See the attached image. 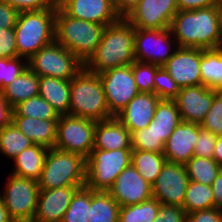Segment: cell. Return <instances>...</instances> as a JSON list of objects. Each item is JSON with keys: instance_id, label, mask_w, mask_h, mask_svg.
I'll use <instances>...</instances> for the list:
<instances>
[{"instance_id": "obj_1", "label": "cell", "mask_w": 222, "mask_h": 222, "mask_svg": "<svg viewBox=\"0 0 222 222\" xmlns=\"http://www.w3.org/2000/svg\"><path fill=\"white\" fill-rule=\"evenodd\" d=\"M170 30L178 47L220 48L218 5L195 10H179L172 19Z\"/></svg>"}, {"instance_id": "obj_2", "label": "cell", "mask_w": 222, "mask_h": 222, "mask_svg": "<svg viewBox=\"0 0 222 222\" xmlns=\"http://www.w3.org/2000/svg\"><path fill=\"white\" fill-rule=\"evenodd\" d=\"M134 36L135 28L124 17L109 24L84 68L100 74L108 69L131 65L135 61Z\"/></svg>"}, {"instance_id": "obj_3", "label": "cell", "mask_w": 222, "mask_h": 222, "mask_svg": "<svg viewBox=\"0 0 222 222\" xmlns=\"http://www.w3.org/2000/svg\"><path fill=\"white\" fill-rule=\"evenodd\" d=\"M106 26L69 16L57 6L55 40L83 64L95 52Z\"/></svg>"}, {"instance_id": "obj_4", "label": "cell", "mask_w": 222, "mask_h": 222, "mask_svg": "<svg viewBox=\"0 0 222 222\" xmlns=\"http://www.w3.org/2000/svg\"><path fill=\"white\" fill-rule=\"evenodd\" d=\"M69 115L95 122L114 117L108 109L98 74L83 68L70 80Z\"/></svg>"}, {"instance_id": "obj_5", "label": "cell", "mask_w": 222, "mask_h": 222, "mask_svg": "<svg viewBox=\"0 0 222 222\" xmlns=\"http://www.w3.org/2000/svg\"><path fill=\"white\" fill-rule=\"evenodd\" d=\"M56 9L19 12L14 27L18 56L29 60L55 40Z\"/></svg>"}, {"instance_id": "obj_6", "label": "cell", "mask_w": 222, "mask_h": 222, "mask_svg": "<svg viewBox=\"0 0 222 222\" xmlns=\"http://www.w3.org/2000/svg\"><path fill=\"white\" fill-rule=\"evenodd\" d=\"M37 182L39 190L66 186L84 187L86 158L80 154L51 148L46 154L42 174Z\"/></svg>"}, {"instance_id": "obj_7", "label": "cell", "mask_w": 222, "mask_h": 222, "mask_svg": "<svg viewBox=\"0 0 222 222\" xmlns=\"http://www.w3.org/2000/svg\"><path fill=\"white\" fill-rule=\"evenodd\" d=\"M132 149H92L86 158V183L93 191H108L117 176L131 164Z\"/></svg>"}, {"instance_id": "obj_8", "label": "cell", "mask_w": 222, "mask_h": 222, "mask_svg": "<svg viewBox=\"0 0 222 222\" xmlns=\"http://www.w3.org/2000/svg\"><path fill=\"white\" fill-rule=\"evenodd\" d=\"M6 179L0 192L10 218L14 222H32L40 193L37 180L12 173Z\"/></svg>"}, {"instance_id": "obj_9", "label": "cell", "mask_w": 222, "mask_h": 222, "mask_svg": "<svg viewBox=\"0 0 222 222\" xmlns=\"http://www.w3.org/2000/svg\"><path fill=\"white\" fill-rule=\"evenodd\" d=\"M28 67L39 77L73 79L84 64L56 40L41 48L29 60Z\"/></svg>"}, {"instance_id": "obj_10", "label": "cell", "mask_w": 222, "mask_h": 222, "mask_svg": "<svg viewBox=\"0 0 222 222\" xmlns=\"http://www.w3.org/2000/svg\"><path fill=\"white\" fill-rule=\"evenodd\" d=\"M96 122L72 115H60L57 121L55 147L87 158L94 148Z\"/></svg>"}, {"instance_id": "obj_11", "label": "cell", "mask_w": 222, "mask_h": 222, "mask_svg": "<svg viewBox=\"0 0 222 222\" xmlns=\"http://www.w3.org/2000/svg\"><path fill=\"white\" fill-rule=\"evenodd\" d=\"M176 47V48H175ZM178 49L170 28L139 29L135 28V61L151 63L162 67Z\"/></svg>"}, {"instance_id": "obj_12", "label": "cell", "mask_w": 222, "mask_h": 222, "mask_svg": "<svg viewBox=\"0 0 222 222\" xmlns=\"http://www.w3.org/2000/svg\"><path fill=\"white\" fill-rule=\"evenodd\" d=\"M110 113L116 116L139 90L132 73V65L119 66L98 74Z\"/></svg>"}, {"instance_id": "obj_13", "label": "cell", "mask_w": 222, "mask_h": 222, "mask_svg": "<svg viewBox=\"0 0 222 222\" xmlns=\"http://www.w3.org/2000/svg\"><path fill=\"white\" fill-rule=\"evenodd\" d=\"M188 181L184 164L166 161L152 184V197L161 204L183 207Z\"/></svg>"}, {"instance_id": "obj_14", "label": "cell", "mask_w": 222, "mask_h": 222, "mask_svg": "<svg viewBox=\"0 0 222 222\" xmlns=\"http://www.w3.org/2000/svg\"><path fill=\"white\" fill-rule=\"evenodd\" d=\"M178 11L177 0H140L125 19L134 28L166 29Z\"/></svg>"}, {"instance_id": "obj_15", "label": "cell", "mask_w": 222, "mask_h": 222, "mask_svg": "<svg viewBox=\"0 0 222 222\" xmlns=\"http://www.w3.org/2000/svg\"><path fill=\"white\" fill-rule=\"evenodd\" d=\"M120 207L134 205L152 198V185L130 164L108 190Z\"/></svg>"}, {"instance_id": "obj_16", "label": "cell", "mask_w": 222, "mask_h": 222, "mask_svg": "<svg viewBox=\"0 0 222 222\" xmlns=\"http://www.w3.org/2000/svg\"><path fill=\"white\" fill-rule=\"evenodd\" d=\"M200 62L201 48L178 47L162 67L181 88L202 85Z\"/></svg>"}, {"instance_id": "obj_17", "label": "cell", "mask_w": 222, "mask_h": 222, "mask_svg": "<svg viewBox=\"0 0 222 222\" xmlns=\"http://www.w3.org/2000/svg\"><path fill=\"white\" fill-rule=\"evenodd\" d=\"M214 90L204 85L181 87L173 99L182 121L201 124L210 110Z\"/></svg>"}, {"instance_id": "obj_18", "label": "cell", "mask_w": 222, "mask_h": 222, "mask_svg": "<svg viewBox=\"0 0 222 222\" xmlns=\"http://www.w3.org/2000/svg\"><path fill=\"white\" fill-rule=\"evenodd\" d=\"M81 187L66 186L40 190L32 222H61L75 192Z\"/></svg>"}, {"instance_id": "obj_19", "label": "cell", "mask_w": 222, "mask_h": 222, "mask_svg": "<svg viewBox=\"0 0 222 222\" xmlns=\"http://www.w3.org/2000/svg\"><path fill=\"white\" fill-rule=\"evenodd\" d=\"M60 7L71 17L104 26L121 18L113 0H66Z\"/></svg>"}, {"instance_id": "obj_20", "label": "cell", "mask_w": 222, "mask_h": 222, "mask_svg": "<svg viewBox=\"0 0 222 222\" xmlns=\"http://www.w3.org/2000/svg\"><path fill=\"white\" fill-rule=\"evenodd\" d=\"M201 125L182 121L164 146V156L171 163L185 164L193 155Z\"/></svg>"}, {"instance_id": "obj_21", "label": "cell", "mask_w": 222, "mask_h": 222, "mask_svg": "<svg viewBox=\"0 0 222 222\" xmlns=\"http://www.w3.org/2000/svg\"><path fill=\"white\" fill-rule=\"evenodd\" d=\"M161 99L155 93L137 94L115 117L131 132L148 127Z\"/></svg>"}, {"instance_id": "obj_22", "label": "cell", "mask_w": 222, "mask_h": 222, "mask_svg": "<svg viewBox=\"0 0 222 222\" xmlns=\"http://www.w3.org/2000/svg\"><path fill=\"white\" fill-rule=\"evenodd\" d=\"M93 149H132L131 133L115 116L98 121L94 130Z\"/></svg>"}, {"instance_id": "obj_23", "label": "cell", "mask_w": 222, "mask_h": 222, "mask_svg": "<svg viewBox=\"0 0 222 222\" xmlns=\"http://www.w3.org/2000/svg\"><path fill=\"white\" fill-rule=\"evenodd\" d=\"M58 120L12 116V122L33 144H38L48 149L55 147Z\"/></svg>"}, {"instance_id": "obj_24", "label": "cell", "mask_w": 222, "mask_h": 222, "mask_svg": "<svg viewBox=\"0 0 222 222\" xmlns=\"http://www.w3.org/2000/svg\"><path fill=\"white\" fill-rule=\"evenodd\" d=\"M39 95L52 105L59 115L69 114L70 80L39 77Z\"/></svg>"}, {"instance_id": "obj_25", "label": "cell", "mask_w": 222, "mask_h": 222, "mask_svg": "<svg viewBox=\"0 0 222 222\" xmlns=\"http://www.w3.org/2000/svg\"><path fill=\"white\" fill-rule=\"evenodd\" d=\"M0 93L5 101L14 108L19 103L39 95V76L27 67Z\"/></svg>"}, {"instance_id": "obj_26", "label": "cell", "mask_w": 222, "mask_h": 222, "mask_svg": "<svg viewBox=\"0 0 222 222\" xmlns=\"http://www.w3.org/2000/svg\"><path fill=\"white\" fill-rule=\"evenodd\" d=\"M180 122L182 119L176 103L173 100H160L148 127L165 144Z\"/></svg>"}, {"instance_id": "obj_27", "label": "cell", "mask_w": 222, "mask_h": 222, "mask_svg": "<svg viewBox=\"0 0 222 222\" xmlns=\"http://www.w3.org/2000/svg\"><path fill=\"white\" fill-rule=\"evenodd\" d=\"M48 150V148L38 144H33L26 148L13 158L14 169L10 173L20 177L38 180L42 174L44 160Z\"/></svg>"}, {"instance_id": "obj_28", "label": "cell", "mask_w": 222, "mask_h": 222, "mask_svg": "<svg viewBox=\"0 0 222 222\" xmlns=\"http://www.w3.org/2000/svg\"><path fill=\"white\" fill-rule=\"evenodd\" d=\"M200 73L202 85L222 91V48L201 49Z\"/></svg>"}, {"instance_id": "obj_29", "label": "cell", "mask_w": 222, "mask_h": 222, "mask_svg": "<svg viewBox=\"0 0 222 222\" xmlns=\"http://www.w3.org/2000/svg\"><path fill=\"white\" fill-rule=\"evenodd\" d=\"M120 205L108 191L90 189L89 222H118Z\"/></svg>"}, {"instance_id": "obj_30", "label": "cell", "mask_w": 222, "mask_h": 222, "mask_svg": "<svg viewBox=\"0 0 222 222\" xmlns=\"http://www.w3.org/2000/svg\"><path fill=\"white\" fill-rule=\"evenodd\" d=\"M166 161L163 153L132 150L131 164L144 180L151 185L155 182Z\"/></svg>"}, {"instance_id": "obj_31", "label": "cell", "mask_w": 222, "mask_h": 222, "mask_svg": "<svg viewBox=\"0 0 222 222\" xmlns=\"http://www.w3.org/2000/svg\"><path fill=\"white\" fill-rule=\"evenodd\" d=\"M215 207L212 186L188 181L183 209L186 214Z\"/></svg>"}, {"instance_id": "obj_32", "label": "cell", "mask_w": 222, "mask_h": 222, "mask_svg": "<svg viewBox=\"0 0 222 222\" xmlns=\"http://www.w3.org/2000/svg\"><path fill=\"white\" fill-rule=\"evenodd\" d=\"M31 145H33L32 141L13 122L0 130V153L6 159L13 160V158Z\"/></svg>"}, {"instance_id": "obj_33", "label": "cell", "mask_w": 222, "mask_h": 222, "mask_svg": "<svg viewBox=\"0 0 222 222\" xmlns=\"http://www.w3.org/2000/svg\"><path fill=\"white\" fill-rule=\"evenodd\" d=\"M189 180L211 186L221 167L213 158L192 156L185 164Z\"/></svg>"}, {"instance_id": "obj_34", "label": "cell", "mask_w": 222, "mask_h": 222, "mask_svg": "<svg viewBox=\"0 0 222 222\" xmlns=\"http://www.w3.org/2000/svg\"><path fill=\"white\" fill-rule=\"evenodd\" d=\"M160 204L152 197L138 204L120 207L118 222H155Z\"/></svg>"}, {"instance_id": "obj_35", "label": "cell", "mask_w": 222, "mask_h": 222, "mask_svg": "<svg viewBox=\"0 0 222 222\" xmlns=\"http://www.w3.org/2000/svg\"><path fill=\"white\" fill-rule=\"evenodd\" d=\"M12 116H25L36 119H59L60 115L40 95L31 97L13 108Z\"/></svg>"}, {"instance_id": "obj_36", "label": "cell", "mask_w": 222, "mask_h": 222, "mask_svg": "<svg viewBox=\"0 0 222 222\" xmlns=\"http://www.w3.org/2000/svg\"><path fill=\"white\" fill-rule=\"evenodd\" d=\"M90 189L87 186L79 188L61 222H89Z\"/></svg>"}, {"instance_id": "obj_37", "label": "cell", "mask_w": 222, "mask_h": 222, "mask_svg": "<svg viewBox=\"0 0 222 222\" xmlns=\"http://www.w3.org/2000/svg\"><path fill=\"white\" fill-rule=\"evenodd\" d=\"M131 65L132 73L139 92L154 93V76L160 66L138 61H134Z\"/></svg>"}, {"instance_id": "obj_38", "label": "cell", "mask_w": 222, "mask_h": 222, "mask_svg": "<svg viewBox=\"0 0 222 222\" xmlns=\"http://www.w3.org/2000/svg\"><path fill=\"white\" fill-rule=\"evenodd\" d=\"M132 150L163 153L165 144L156 137L149 127L131 132Z\"/></svg>"}, {"instance_id": "obj_39", "label": "cell", "mask_w": 222, "mask_h": 222, "mask_svg": "<svg viewBox=\"0 0 222 222\" xmlns=\"http://www.w3.org/2000/svg\"><path fill=\"white\" fill-rule=\"evenodd\" d=\"M28 67L23 57L0 58V92L15 80Z\"/></svg>"}, {"instance_id": "obj_40", "label": "cell", "mask_w": 222, "mask_h": 222, "mask_svg": "<svg viewBox=\"0 0 222 222\" xmlns=\"http://www.w3.org/2000/svg\"><path fill=\"white\" fill-rule=\"evenodd\" d=\"M200 125L216 137L222 135V91L214 90L211 108Z\"/></svg>"}, {"instance_id": "obj_41", "label": "cell", "mask_w": 222, "mask_h": 222, "mask_svg": "<svg viewBox=\"0 0 222 222\" xmlns=\"http://www.w3.org/2000/svg\"><path fill=\"white\" fill-rule=\"evenodd\" d=\"M154 83V93L161 100H173L180 89L170 74L163 67H160L156 71Z\"/></svg>"}, {"instance_id": "obj_42", "label": "cell", "mask_w": 222, "mask_h": 222, "mask_svg": "<svg viewBox=\"0 0 222 222\" xmlns=\"http://www.w3.org/2000/svg\"><path fill=\"white\" fill-rule=\"evenodd\" d=\"M216 138L213 133L201 128L195 143L193 156L213 158Z\"/></svg>"}, {"instance_id": "obj_43", "label": "cell", "mask_w": 222, "mask_h": 222, "mask_svg": "<svg viewBox=\"0 0 222 222\" xmlns=\"http://www.w3.org/2000/svg\"><path fill=\"white\" fill-rule=\"evenodd\" d=\"M18 51L16 48V35L14 28L0 29V58H16Z\"/></svg>"}, {"instance_id": "obj_44", "label": "cell", "mask_w": 222, "mask_h": 222, "mask_svg": "<svg viewBox=\"0 0 222 222\" xmlns=\"http://www.w3.org/2000/svg\"><path fill=\"white\" fill-rule=\"evenodd\" d=\"M18 12L57 9L55 0H5Z\"/></svg>"}, {"instance_id": "obj_45", "label": "cell", "mask_w": 222, "mask_h": 222, "mask_svg": "<svg viewBox=\"0 0 222 222\" xmlns=\"http://www.w3.org/2000/svg\"><path fill=\"white\" fill-rule=\"evenodd\" d=\"M187 214L182 207L160 204L155 222H186Z\"/></svg>"}, {"instance_id": "obj_46", "label": "cell", "mask_w": 222, "mask_h": 222, "mask_svg": "<svg viewBox=\"0 0 222 222\" xmlns=\"http://www.w3.org/2000/svg\"><path fill=\"white\" fill-rule=\"evenodd\" d=\"M186 222H222V210L213 207L188 213Z\"/></svg>"}, {"instance_id": "obj_47", "label": "cell", "mask_w": 222, "mask_h": 222, "mask_svg": "<svg viewBox=\"0 0 222 222\" xmlns=\"http://www.w3.org/2000/svg\"><path fill=\"white\" fill-rule=\"evenodd\" d=\"M19 12L5 0H0V29L14 28Z\"/></svg>"}, {"instance_id": "obj_48", "label": "cell", "mask_w": 222, "mask_h": 222, "mask_svg": "<svg viewBox=\"0 0 222 222\" xmlns=\"http://www.w3.org/2000/svg\"><path fill=\"white\" fill-rule=\"evenodd\" d=\"M220 0H177L178 10H195L218 5Z\"/></svg>"}, {"instance_id": "obj_49", "label": "cell", "mask_w": 222, "mask_h": 222, "mask_svg": "<svg viewBox=\"0 0 222 222\" xmlns=\"http://www.w3.org/2000/svg\"><path fill=\"white\" fill-rule=\"evenodd\" d=\"M13 108L5 101L0 93V130L12 122Z\"/></svg>"}, {"instance_id": "obj_50", "label": "cell", "mask_w": 222, "mask_h": 222, "mask_svg": "<svg viewBox=\"0 0 222 222\" xmlns=\"http://www.w3.org/2000/svg\"><path fill=\"white\" fill-rule=\"evenodd\" d=\"M139 1L140 0H113V5L119 16L125 18Z\"/></svg>"}, {"instance_id": "obj_51", "label": "cell", "mask_w": 222, "mask_h": 222, "mask_svg": "<svg viewBox=\"0 0 222 222\" xmlns=\"http://www.w3.org/2000/svg\"><path fill=\"white\" fill-rule=\"evenodd\" d=\"M211 186L213 189L215 208L222 210V167Z\"/></svg>"}, {"instance_id": "obj_52", "label": "cell", "mask_w": 222, "mask_h": 222, "mask_svg": "<svg viewBox=\"0 0 222 222\" xmlns=\"http://www.w3.org/2000/svg\"><path fill=\"white\" fill-rule=\"evenodd\" d=\"M213 159L222 167V135L216 138Z\"/></svg>"}, {"instance_id": "obj_53", "label": "cell", "mask_w": 222, "mask_h": 222, "mask_svg": "<svg viewBox=\"0 0 222 222\" xmlns=\"http://www.w3.org/2000/svg\"><path fill=\"white\" fill-rule=\"evenodd\" d=\"M0 222H14L6 210V207L4 206L3 199L0 192Z\"/></svg>"}, {"instance_id": "obj_54", "label": "cell", "mask_w": 222, "mask_h": 222, "mask_svg": "<svg viewBox=\"0 0 222 222\" xmlns=\"http://www.w3.org/2000/svg\"><path fill=\"white\" fill-rule=\"evenodd\" d=\"M218 24H219V33H220V43L222 48V3L218 4Z\"/></svg>"}, {"instance_id": "obj_55", "label": "cell", "mask_w": 222, "mask_h": 222, "mask_svg": "<svg viewBox=\"0 0 222 222\" xmlns=\"http://www.w3.org/2000/svg\"><path fill=\"white\" fill-rule=\"evenodd\" d=\"M57 3V6H61L66 0H55Z\"/></svg>"}]
</instances>
